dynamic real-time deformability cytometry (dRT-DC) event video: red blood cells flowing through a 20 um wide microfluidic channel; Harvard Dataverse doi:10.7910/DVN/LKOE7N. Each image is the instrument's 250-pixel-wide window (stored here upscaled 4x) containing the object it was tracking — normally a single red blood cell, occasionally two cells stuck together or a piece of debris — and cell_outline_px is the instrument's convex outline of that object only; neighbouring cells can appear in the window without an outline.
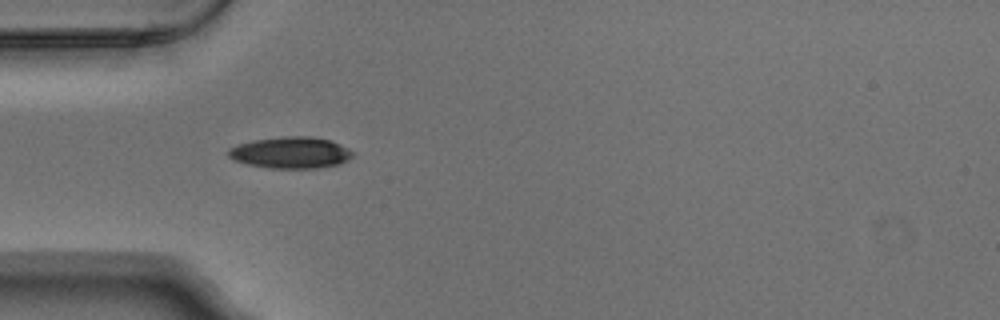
{"species": "Egyptian fruit bat (a non-hibernating species)", "species_latin": "Rousettus aegyptiacus", "temperature_condition": "warm", "stored_images_in_passage": 3, "camera_frame_rate_fps": 3000, "um_per_image_px": 0.085, "animal": {"sex": "male"}, "frame": {"image": 1, "passage_image": 1, "time_ms": 0.0, "image_size_px": [1000, 320], "cell_outline_px": [[352, 156], [348, 160], [340, 164], [316, 168], [268, 168], [248, 164], [236, 160], [228, 156], [228, 148], [252, 140], [288, 136], [312, 136], [328, 140], [340, 144], [348, 148], [352, 152]], "centroid_in_image_um": [24.72, 12.97], "position_along_channel_um": 60.3, "area_um2": 22.66}}
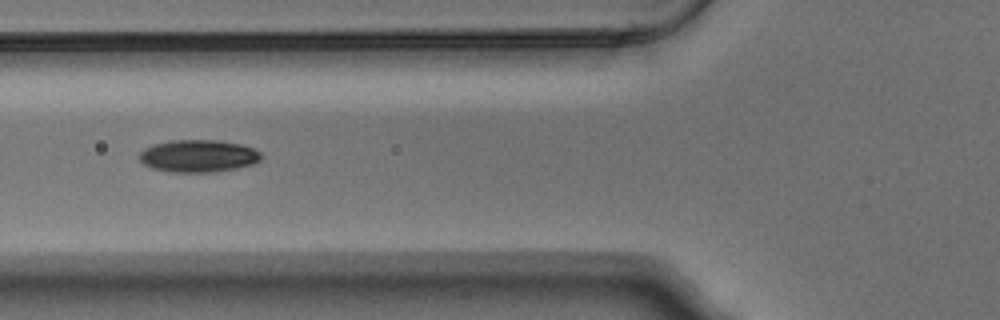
{"frame": {"image": 2, "passage_image": 2, "time_ms": 0.333, "image_size_px": [1000, 320], "cell_outline_px": [[264, 156], [260, 160], [252, 164], [236, 168], [216, 172], [168, 172], [152, 168], [144, 164], [140, 160], [140, 152], [144, 148], [152, 144], [172, 140], [216, 140], [240, 144], [252, 148], [260, 152]], "centroid_in_image_um": [16.85, 13.26], "position_along_channel_um": 109.0, "area_um2": 23.06}}
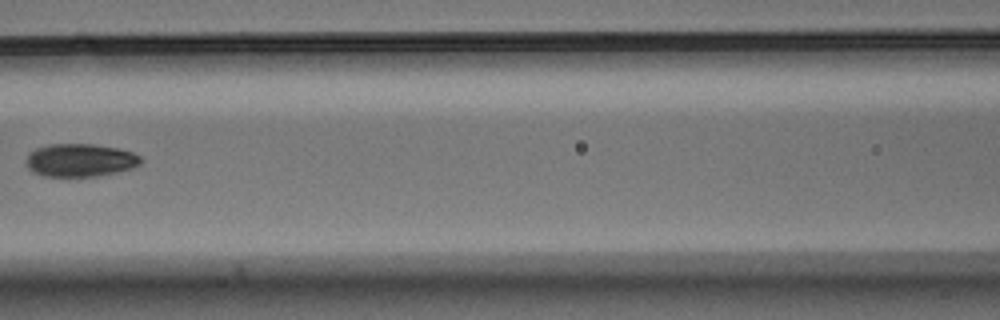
{"frame": {"image": 3, "passage_image": 3, "time_ms": 0.667, "image_size_px": [1000, 320], "cell_outline_px": [[144, 160], [140, 164], [132, 168], [116, 172], [96, 176], [44, 176], [32, 172], [28, 168], [28, 152], [36, 148], [48, 144], [92, 144], [116, 148], [132, 152], [140, 156]], "centroid_in_image_um": [6.82, 13.61], "position_along_channel_um": 159.8, "area_um2": 21.96}}